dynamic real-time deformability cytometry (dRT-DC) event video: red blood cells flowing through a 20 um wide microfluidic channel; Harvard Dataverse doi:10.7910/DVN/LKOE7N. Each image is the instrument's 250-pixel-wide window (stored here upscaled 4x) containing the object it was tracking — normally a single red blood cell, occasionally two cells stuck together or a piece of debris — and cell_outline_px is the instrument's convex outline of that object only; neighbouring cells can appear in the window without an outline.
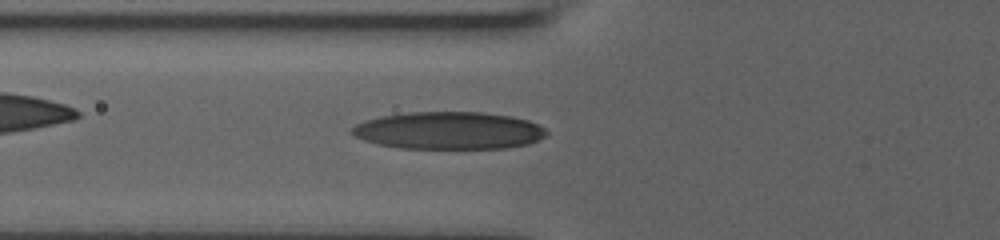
{"species": "human", "species_latin": "Homo sapiens", "temperature_condition": "room temperature", "stored_images_in_passage": 13, "camera_frame_rate_fps": 3000, "um_per_image_px": 0.085, "donor": {"sex": "male"}, "frame": {"image": 1, "passage_image": 10, "time_ms": 7.333, "image_size_px": [1000, 240], "cell_outline_px": [[548, 136], [528, 144], [508, 148], [400, 148], [376, 144], [364, 140], [348, 132], [356, 124], [380, 116], [408, 112], [484, 112], [512, 116], [528, 120], [544, 128], [548, 132]], "centroid_in_image_um": [38.17, 11.09], "position_along_channel_um": 87.6, "area_um2": 42.6}}
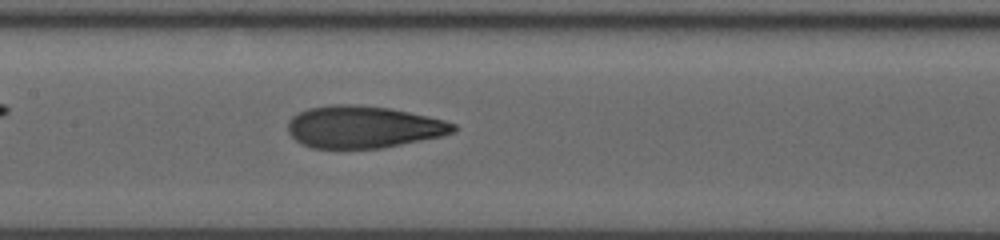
{"frame": {"image": 2, "passage_image": 13, "time_ms": 9.667, "image_size_px": [1000, 240], "cell_outline_px": [[456, 132], [444, 136], [380, 148], [312, 148], [300, 144], [288, 132], [288, 120], [292, 116], [308, 108], [332, 104], [352, 104], [392, 108], [428, 116], [444, 120], [456, 124]], "centroid_in_image_um": [30.89, 10.79], "position_along_channel_um": 176.5, "area_um2": 40.86}}